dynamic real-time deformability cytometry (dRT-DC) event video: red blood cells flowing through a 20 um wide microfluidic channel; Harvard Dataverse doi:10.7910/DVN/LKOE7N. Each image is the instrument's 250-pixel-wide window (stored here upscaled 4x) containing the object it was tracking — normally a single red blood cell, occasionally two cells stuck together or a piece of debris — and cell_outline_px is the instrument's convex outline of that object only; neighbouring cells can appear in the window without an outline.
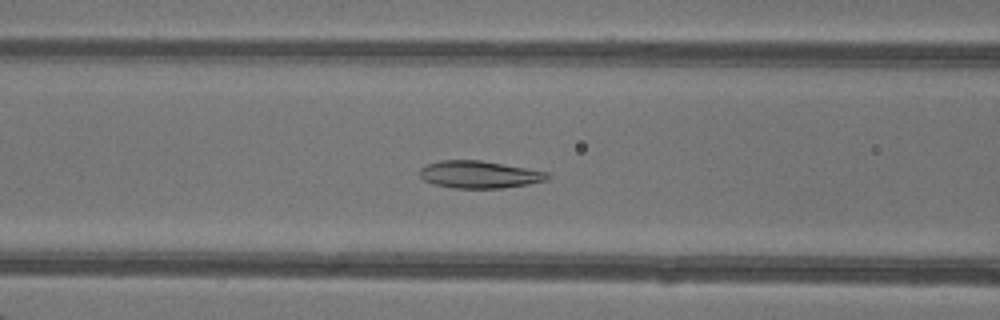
{"species": "common noctule bat (a hibernating species)", "species_latin": "Nyctalus noctula", "temperature_condition": "warm", "stored_images_in_passage": 43, "camera_frame_rate_fps": 3000, "um_per_image_px": 0.085, "animal": {"sex": "female"}, "frame": {"image": 1, "passage_image": 14, "time_ms": 4.333, "image_size_px": [1000, 320], "cell_outline_px": [[552, 176], [548, 180], [528, 184], [504, 188], [452, 188], [432, 184], [424, 180], [420, 176], [420, 168], [428, 164], [440, 160], [480, 160], [548, 172]], "centroid_in_image_um": [40.75, 14.84], "position_along_channel_um": 125.9, "area_um2": 20.4}}
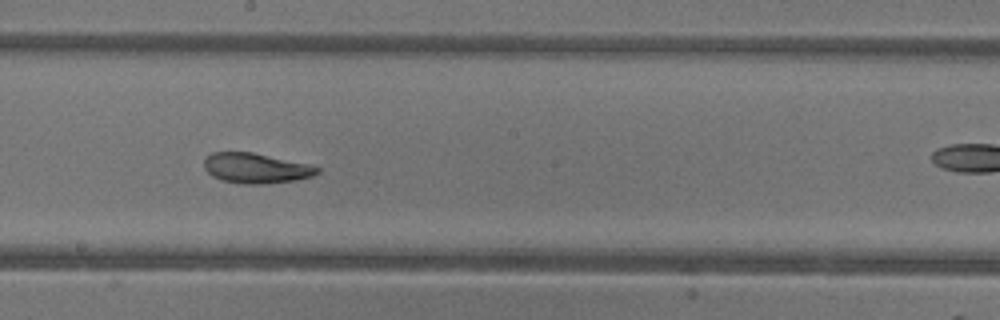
{"frame": {"image": 2, "passage_image": 21, "time_ms": 6.667, "image_size_px": [1000, 320], "cell_outline_px": [[320, 172], [312, 176], [296, 180], [264, 184], [244, 184], [224, 180], [212, 176], [204, 168], [204, 160], [212, 152], [252, 152], [308, 164], [320, 168]], "centroid_in_image_um": [21.76, 14.29], "position_along_channel_um": 226.4, "area_um2": 19.71}}
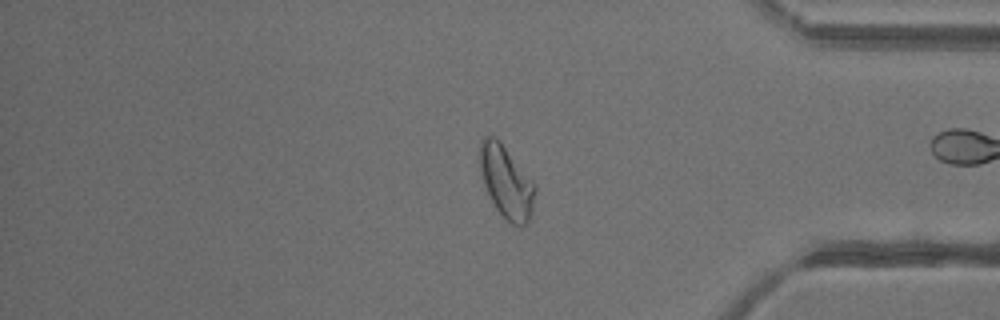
{"frame": {"image": 3, "passage_image": 34, "time_ms": 11.0, "image_size_px": [1000, 320], "cell_outline_px": [[536, 188], [532, 212], [528, 224], [520, 228], [512, 224], [496, 208], [484, 184], [480, 172], [480, 144], [484, 136], [496, 136], [500, 140], [536, 184]], "centroid_in_image_um": [43.07, 15.46], "position_along_channel_um": 392.1, "area_um2": 23.35}, "authors_computed_cell_mechanics": {"area_um2": 22.542, "velocity_mm_per_s": 4.318, "shape_relaxation_time_tau1_ms": 6.0147, "shape_relaxation_time_tau2_ms": 2.485, "deformation_change_tau1": 0.1643, "deformation_change_tau2": 0.0663}}